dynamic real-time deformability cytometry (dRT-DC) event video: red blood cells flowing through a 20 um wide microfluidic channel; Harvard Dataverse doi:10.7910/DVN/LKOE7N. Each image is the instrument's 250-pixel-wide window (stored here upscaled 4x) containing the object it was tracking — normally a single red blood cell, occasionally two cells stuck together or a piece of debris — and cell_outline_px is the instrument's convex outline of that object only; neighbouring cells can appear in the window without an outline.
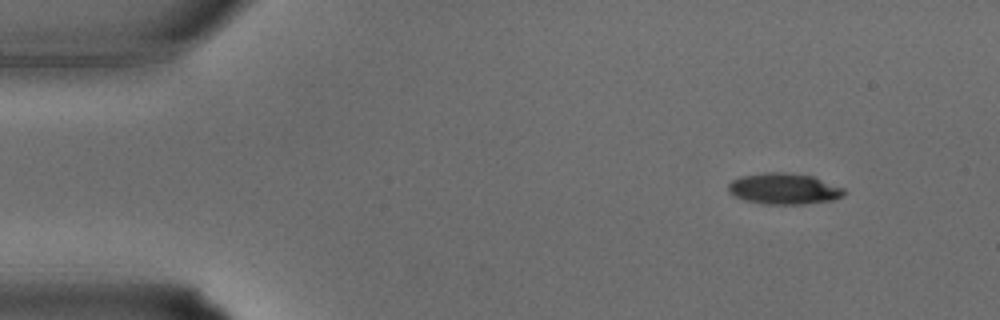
{"species": "common noctule bat (a hibernating species)", "species_latin": "Nyctalus noctula", "temperature_condition": "warm", "stored_images_in_passage": 31, "camera_frame_rate_fps": 3000, "um_per_image_px": 0.085, "animal": {"sex": "male", "body_mass_g": 15.6}, "frame": {"image": 1, "passage_image": 1, "time_ms": 0.0, "image_size_px": [1000, 320], "cell_outline_px": [[848, 192], [832, 200], [804, 204], [760, 204], [744, 200], [732, 196], [728, 192], [728, 184], [732, 180], [740, 176], [764, 172], [784, 172], [812, 176], [844, 188]], "centroid_in_image_um": [66.58, 16.05], "position_along_channel_um": 18.4, "area_um2": 21.15}}
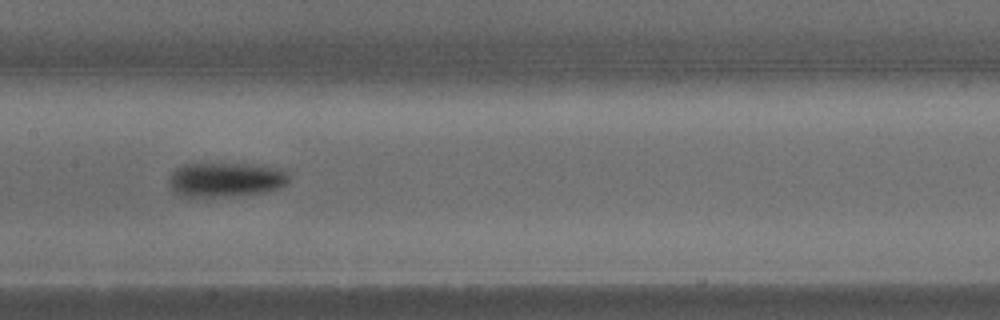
{"frame": {"image": 2, "passage_image": 14, "time_ms": 4.333, "image_size_px": [1000, 320], "cell_outline_px": [[292, 176], [288, 184], [280, 188], [264, 192], [232, 196], [184, 196], [176, 192], [172, 188], [168, 180], [172, 172], [176, 168], [184, 164], [248, 164], [280, 168], [288, 172]], "centroid_in_image_um": [19.26, 15.26], "position_along_channel_um": 188.1, "area_um2": 24.1}}
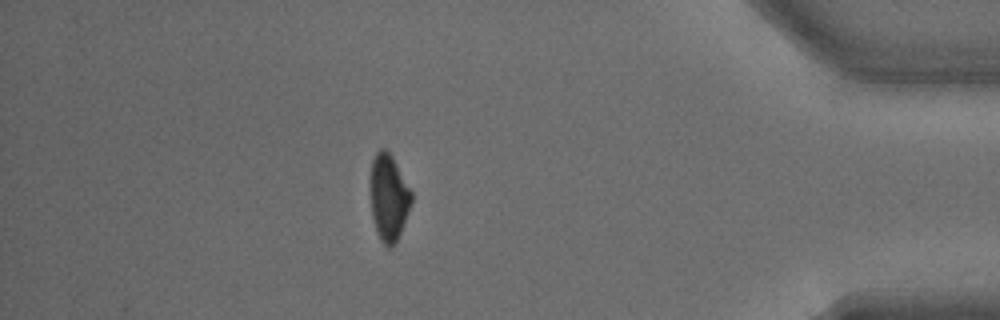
{"frame": {"image": 3, "passage_image": 27, "time_ms": 8.667, "image_size_px": [1000, 320], "cell_outline_px": [[412, 200], [396, 244], [388, 248], [380, 240], [372, 216], [368, 180], [372, 160], [376, 152], [380, 148], [384, 148], [392, 156], [412, 192]], "centroid_in_image_um": [33.0, 16.76], "position_along_channel_um": 402.2, "area_um2": 20.92}}